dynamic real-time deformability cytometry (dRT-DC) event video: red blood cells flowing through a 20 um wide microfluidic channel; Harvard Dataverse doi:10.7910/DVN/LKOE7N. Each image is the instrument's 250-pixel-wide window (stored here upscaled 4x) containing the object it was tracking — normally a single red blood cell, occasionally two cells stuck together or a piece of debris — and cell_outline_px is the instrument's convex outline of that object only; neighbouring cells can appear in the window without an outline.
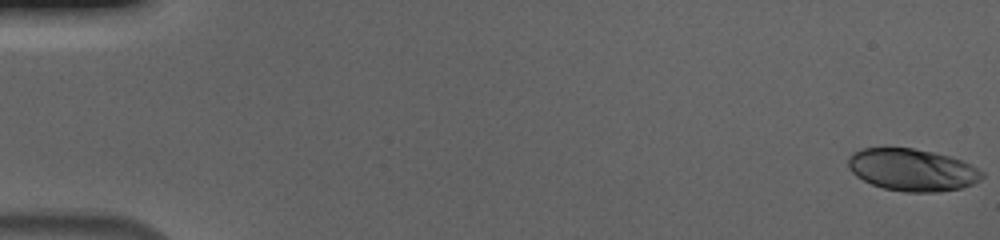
{"species": "human", "species_latin": "Homo sapiens", "temperature_condition": "cold", "stored_images_in_passage": 57, "camera_frame_rate_fps": 3000, "um_per_image_px": 0.085, "donor": {"sex": "male"}, "frame": {"image": 1, "passage_image": 1, "time_ms": 0.0, "image_size_px": [1000, 240], "cell_outline_px": [[984, 176], [980, 180], [972, 184], [960, 188], [936, 192], [904, 192], [884, 188], [872, 184], [856, 176], [848, 168], [848, 156], [852, 152], [864, 148], [912, 148], [932, 152], [964, 160], [984, 172]], "centroid_in_image_um": [77.54, 14.44], "position_along_channel_um": 7.5, "area_um2": 32.95}}
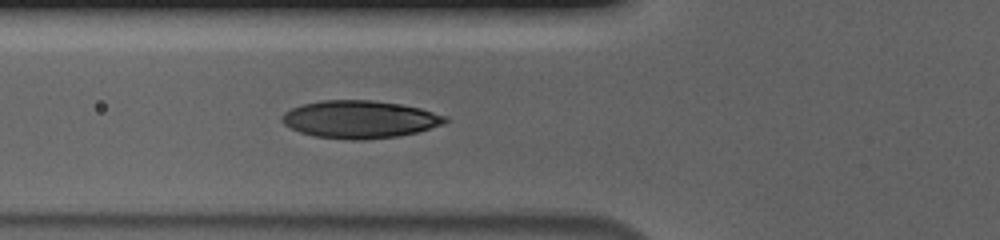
{"frame": {"image": 2, "passage_image": 22, "time_ms": 7.0, "image_size_px": [1000, 240], "cell_outline_px": [[448, 120], [444, 124], [416, 132], [396, 136], [364, 140], [348, 140], [312, 136], [300, 132], [284, 124], [280, 120], [280, 116], [284, 112], [300, 104], [320, 100], [372, 100], [400, 104], [420, 108], [448, 116]], "centroid_in_image_um": [30.55, 10.14], "position_along_channel_um": 95.3, "area_um2": 36.01}}
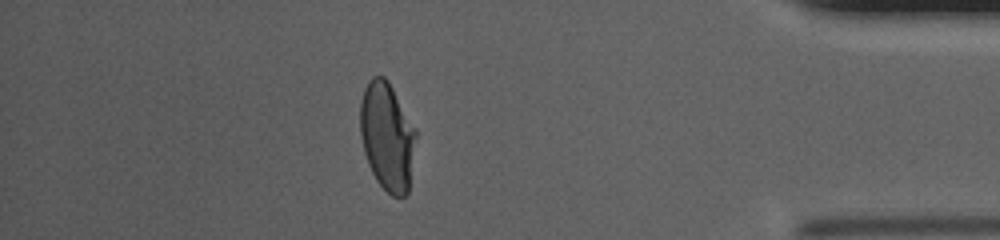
{"frame": {"image": 3, "passage_image": 50, "time_ms": 16.333, "image_size_px": [1000, 240], "cell_outline_px": [[416, 136], [408, 192], [404, 196], [392, 196], [376, 180], [368, 164], [364, 152], [360, 136], [360, 104], [364, 88], [368, 80], [372, 76], [384, 76], [388, 80], [416, 128]], "centroid_in_image_um": [32.89, 11.56], "position_along_channel_um": 402.3, "area_um2": 35.14}, "authors_computed_cell_mechanics": {"area_um2": 35.0268, "velocity_mm_per_s": 3.6861, "shape_relaxation_time_tau1_ms": 5.4843, "shape_relaxation_time_tau2_ms": null, "deformation_change_tau1": 0.2034, "deformation_change_tau2": null}}